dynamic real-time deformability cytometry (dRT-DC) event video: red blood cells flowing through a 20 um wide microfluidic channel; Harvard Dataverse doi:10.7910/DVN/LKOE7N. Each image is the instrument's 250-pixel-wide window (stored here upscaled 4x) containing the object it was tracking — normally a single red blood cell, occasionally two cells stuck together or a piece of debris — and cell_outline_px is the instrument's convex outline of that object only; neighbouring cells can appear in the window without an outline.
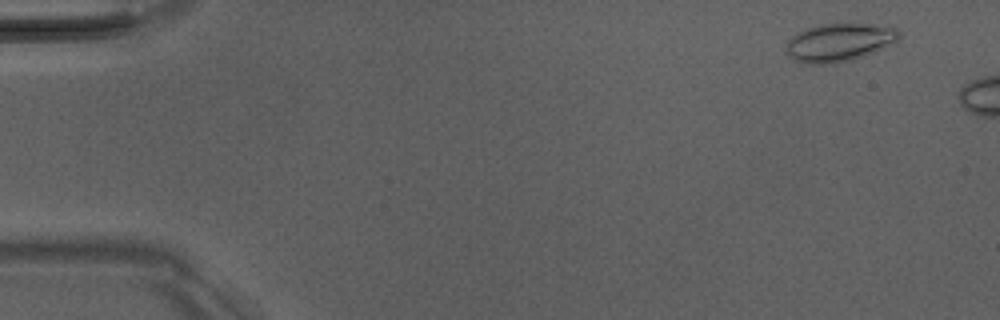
{"species": "Egyptian fruit bat (a non-hibernating species)", "species_latin": "Rousettus aegyptiacus", "temperature_condition": "room temperature", "stored_images_in_passage": 8, "camera_frame_rate_fps": 3000, "um_per_image_px": 0.085, "animal": {"sex": "male"}, "frame": {"image": 1, "passage_image": 4, "time_ms": 1.0, "image_size_px": [1000, 320], "cell_outline_px": [[900, 36], [896, 40], [864, 56], [852, 60], [836, 64], [808, 64], [792, 60], [788, 56], [784, 48], [788, 40], [796, 32], [804, 28], [820, 24], [872, 24], [896, 28], [900, 32]], "centroid_in_image_um": [71.23, 3.61], "position_along_channel_um": 13.8, "area_um2": 25.2}}